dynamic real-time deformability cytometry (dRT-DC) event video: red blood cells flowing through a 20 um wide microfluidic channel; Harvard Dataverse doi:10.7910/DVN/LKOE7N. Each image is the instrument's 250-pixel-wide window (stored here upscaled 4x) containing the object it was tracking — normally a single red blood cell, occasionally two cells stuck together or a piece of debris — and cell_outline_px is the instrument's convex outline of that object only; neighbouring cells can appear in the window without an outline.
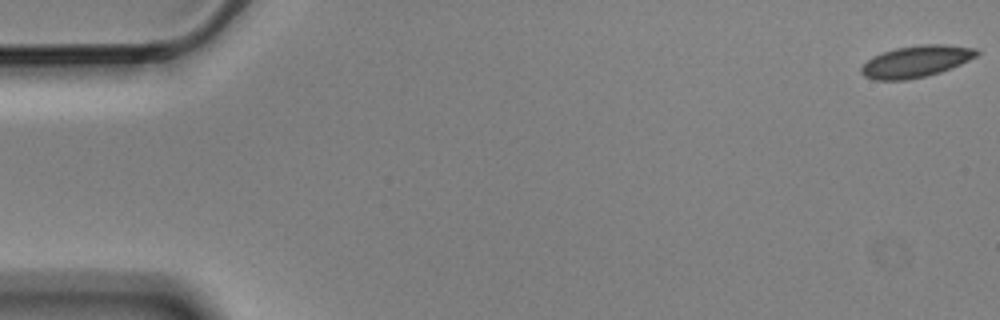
{"species": "Egyptian fruit bat (a non-hibernating species)", "species_latin": "Rousettus aegyptiacus", "temperature_condition": "cold", "stored_images_in_passage": 5, "camera_frame_rate_fps": 3000, "um_per_image_px": 0.085, "animal": {"sex": "male"}, "frame": {"image": 1, "passage_image": 1, "time_ms": 0.0, "image_size_px": [1000, 320], "cell_outline_px": [[980, 52], [976, 56], [960, 64], [940, 72], [908, 80], [876, 80], [864, 76], [860, 72], [860, 68], [872, 56], [896, 48], [920, 44], [944, 44], [976, 48]], "centroid_in_image_um": [77.85, 5.22], "position_along_channel_um": 7.1, "area_um2": 21.21}}
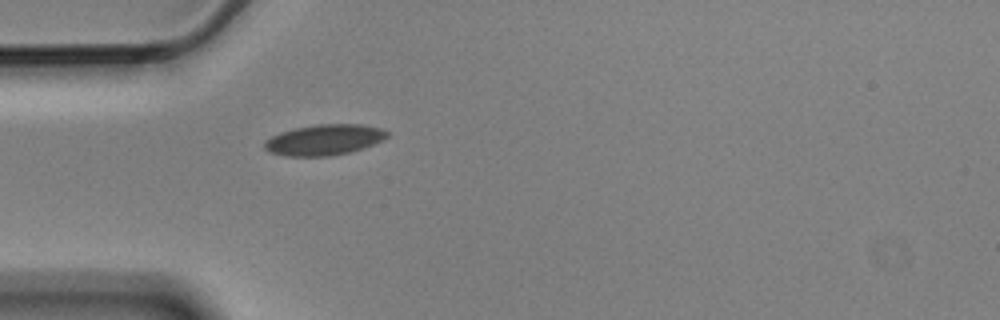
{"frame": {"image": 2, "passage_image": 5, "time_ms": 1.333, "image_size_px": [1000, 320], "cell_outline_px": [[388, 136], [372, 144], [348, 152], [328, 156], [284, 156], [268, 152], [264, 148], [264, 140], [280, 132], [296, 128], [316, 124], [360, 124], [380, 128], [388, 132]], "centroid_in_image_um": [27.49, 11.88], "position_along_channel_um": 57.5, "area_um2": 21.73}}